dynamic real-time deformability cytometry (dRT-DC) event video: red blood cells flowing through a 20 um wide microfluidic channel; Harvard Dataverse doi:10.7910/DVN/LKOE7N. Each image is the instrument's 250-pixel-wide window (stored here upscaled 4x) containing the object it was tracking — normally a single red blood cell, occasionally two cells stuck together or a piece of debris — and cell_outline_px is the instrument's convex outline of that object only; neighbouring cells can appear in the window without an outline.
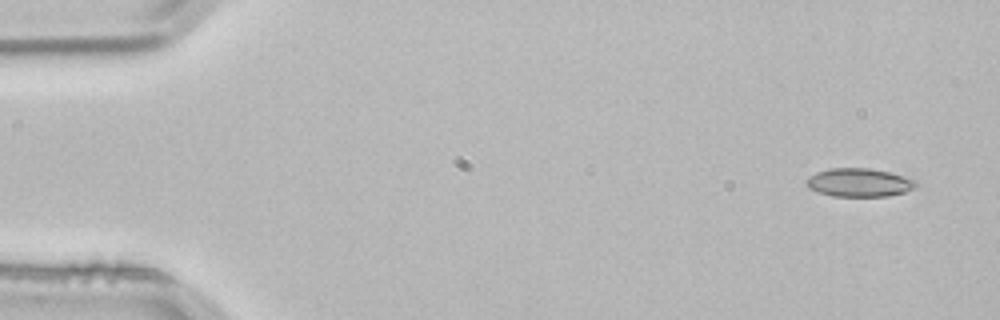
{"species": "common noctule bat (a hibernating species)", "species_latin": "Nyctalus noctula", "temperature_condition": "room temperature", "stored_images_in_passage": 4, "camera_frame_rate_fps": 3000, "um_per_image_px": 0.085, "animal": {"sex": "male", "body_mass_g": 21.5, "forearm_length_mm": 52.0}, "frame": {"image": 1, "passage_image": 1, "time_ms": 0.0, "image_size_px": [1000, 320], "cell_outline_px": [[916, 188], [904, 192], [888, 196], [832, 196], [808, 188], [804, 184], [804, 180], [808, 176], [816, 172], [828, 168], [868, 168], [888, 172], [916, 180]], "centroid_in_image_um": [72.97, 15.51], "position_along_channel_um": 12.0, "area_um2": 18.21}}
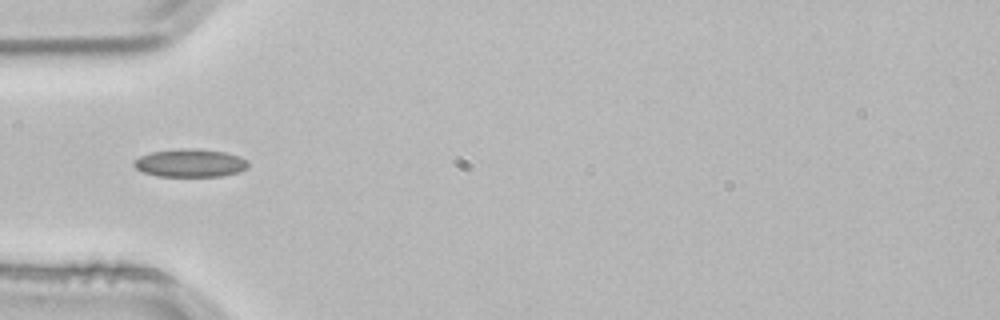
{"frame": {"image": 2, "passage_image": 4, "time_ms": 1.0, "image_size_px": [1000, 320], "cell_outline_px": [[248, 168], [240, 172], [224, 176], [156, 176], [144, 172], [136, 168], [132, 164], [132, 160], [140, 156], [152, 152], [180, 148], [196, 148], [224, 152], [240, 156], [248, 160]], "centroid_in_image_um": [16.18, 13.85], "position_along_channel_um": 68.8, "area_um2": 18.9}}